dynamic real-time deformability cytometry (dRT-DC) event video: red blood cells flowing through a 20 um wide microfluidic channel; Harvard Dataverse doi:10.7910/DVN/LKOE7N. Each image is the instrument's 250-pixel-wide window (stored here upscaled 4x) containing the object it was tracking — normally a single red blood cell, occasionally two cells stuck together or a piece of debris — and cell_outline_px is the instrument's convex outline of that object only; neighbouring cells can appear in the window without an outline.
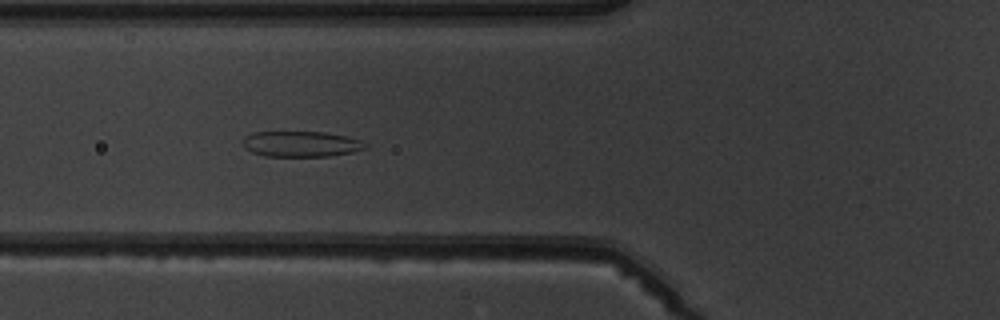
{"species": "common noctule bat (a hibernating species)", "species_latin": "Nyctalus noctula", "temperature_condition": "warm", "stored_images_in_passage": 7, "camera_frame_rate_fps": 3000, "um_per_image_px": 0.085, "animal": {"sex": "male", "body_mass_g": 19.5, "forearm_length_mm": 54.6}, "frame": {"image": 1, "passage_image": 6, "time_ms": 5.667, "image_size_px": [1000, 320], "cell_outline_px": [[368, 148], [352, 152], [328, 156], [264, 156], [252, 152], [244, 148], [244, 136], [252, 132], [324, 132], [348, 136], [360, 140], [368, 144]], "centroid_in_image_um": [25.61, 12.23], "position_along_channel_um": 100.2, "area_um2": 18.38}}